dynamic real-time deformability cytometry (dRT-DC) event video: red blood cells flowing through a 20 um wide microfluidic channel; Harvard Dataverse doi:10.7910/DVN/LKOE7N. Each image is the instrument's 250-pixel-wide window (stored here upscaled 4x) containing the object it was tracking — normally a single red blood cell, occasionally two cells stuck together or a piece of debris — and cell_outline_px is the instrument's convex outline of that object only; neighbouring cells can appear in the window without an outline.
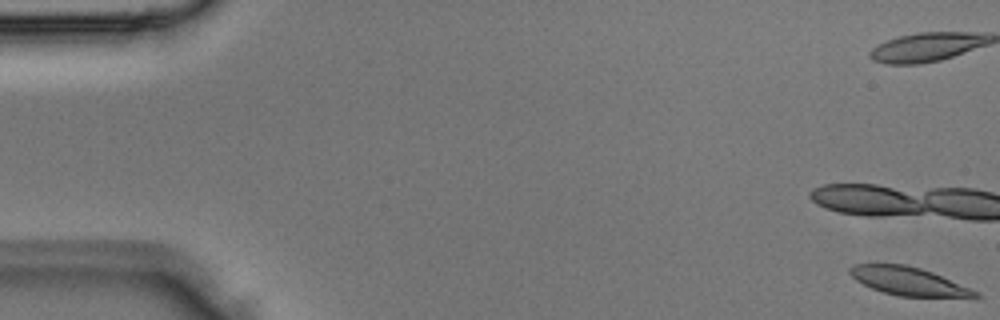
{"species": "Egyptian fruit bat (a non-hibernating species)", "species_latin": "Rousettus aegyptiacus", "temperature_condition": "room temperature", "stored_images_in_passage": 3, "camera_frame_rate_fps": 3000, "um_per_image_px": 0.085, "animal": {"sex": "male"}, "frame": {"image": 1, "passage_image": 1, "time_ms": 0.0, "image_size_px": [1000, 320], "cell_outline_px": [[980, 296], [976, 300], [972, 300], [900, 296], [884, 292], [872, 288], [856, 280], [848, 272], [848, 268], [856, 264], [904, 264], [920, 268], [932, 272], [980, 292]], "centroid_in_image_um": [77.39, 23.96], "position_along_channel_um": 7.6, "area_um2": 21.33}}